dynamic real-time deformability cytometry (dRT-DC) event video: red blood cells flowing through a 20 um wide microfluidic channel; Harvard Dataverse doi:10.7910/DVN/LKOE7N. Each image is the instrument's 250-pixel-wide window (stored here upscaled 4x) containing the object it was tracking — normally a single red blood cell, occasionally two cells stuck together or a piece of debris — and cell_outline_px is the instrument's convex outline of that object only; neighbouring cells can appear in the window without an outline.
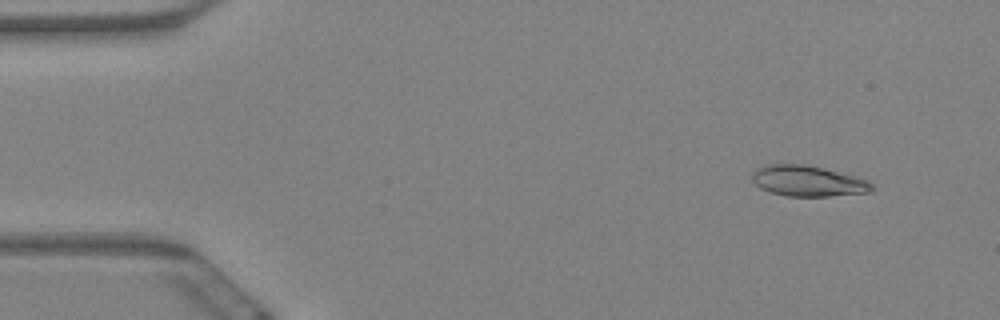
{"species": "Egyptian fruit bat (a non-hibernating species)", "species_latin": "Rousettus aegyptiacus", "temperature_condition": "warm", "stored_images_in_passage": 5, "camera_frame_rate_fps": 3000, "um_per_image_px": 0.085, "animal": {"sex": "female"}, "frame": {"image": 1, "passage_image": 2, "time_ms": 0.333, "image_size_px": [1000, 320], "cell_outline_px": [[872, 188], [868, 192], [828, 196], [788, 196], [772, 192], [760, 188], [752, 180], [752, 172], [756, 168], [772, 164], [804, 164], [856, 176], [868, 180], [872, 184]], "centroid_in_image_um": [68.65, 15.38], "position_along_channel_um": 16.4, "area_um2": 21.15}}
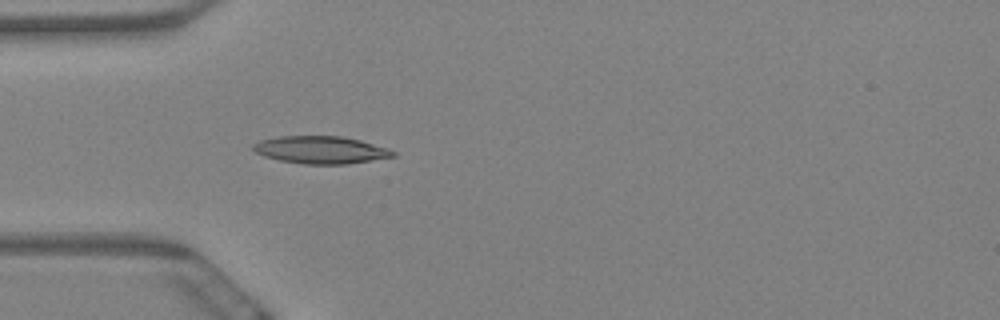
{"frame": {"image": 2, "passage_image": 5, "time_ms": 1.333, "image_size_px": [1000, 320], "cell_outline_px": [[396, 156], [348, 164], [304, 164], [280, 160], [264, 156], [256, 152], [252, 148], [252, 144], [260, 140], [280, 136], [344, 136], [360, 140], [388, 148], [396, 152]], "centroid_in_image_um": [27.28, 12.73], "position_along_channel_um": 57.7, "area_um2": 22.43}}